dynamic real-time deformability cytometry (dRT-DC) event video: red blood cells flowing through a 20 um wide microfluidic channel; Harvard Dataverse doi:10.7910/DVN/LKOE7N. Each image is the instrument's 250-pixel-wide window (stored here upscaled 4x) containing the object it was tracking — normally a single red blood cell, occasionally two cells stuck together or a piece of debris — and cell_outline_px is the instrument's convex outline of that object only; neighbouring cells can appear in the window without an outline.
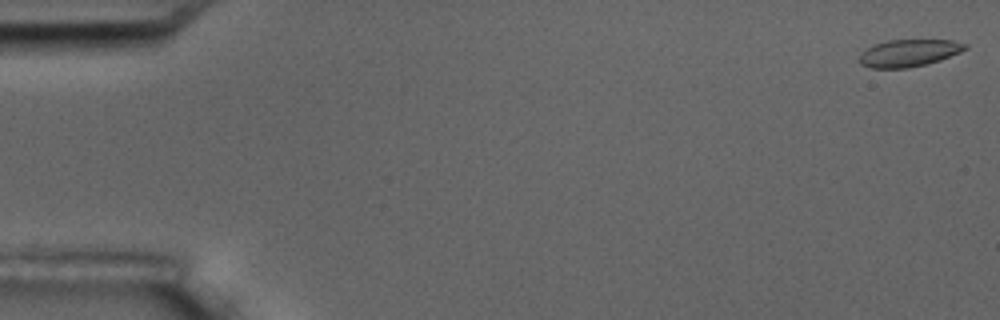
{"species": "common noctule bat (a hibernating species)", "species_latin": "Nyctalus noctula", "temperature_condition": "room temperature", "stored_images_in_passage": 6, "segment_of_instrument_passage": [1, 2], "camera_frame_rate_fps": 3000, "um_per_image_px": 0.085, "animal": {"sex": "male", "body_mass_g": 17.5, "forearm_length_mm": 52.3}, "frame": {"image": 1, "passage_image": 1, "time_ms": 0.0, "image_size_px": [1000, 320], "cell_outline_px": [[968, 48], [960, 52], [940, 60], [908, 68], [872, 68], [860, 64], [860, 52], [872, 44], [888, 40], [952, 40], [968, 44]], "centroid_in_image_um": [77.23, 4.5], "position_along_channel_um": 7.8, "area_um2": 16.82}}